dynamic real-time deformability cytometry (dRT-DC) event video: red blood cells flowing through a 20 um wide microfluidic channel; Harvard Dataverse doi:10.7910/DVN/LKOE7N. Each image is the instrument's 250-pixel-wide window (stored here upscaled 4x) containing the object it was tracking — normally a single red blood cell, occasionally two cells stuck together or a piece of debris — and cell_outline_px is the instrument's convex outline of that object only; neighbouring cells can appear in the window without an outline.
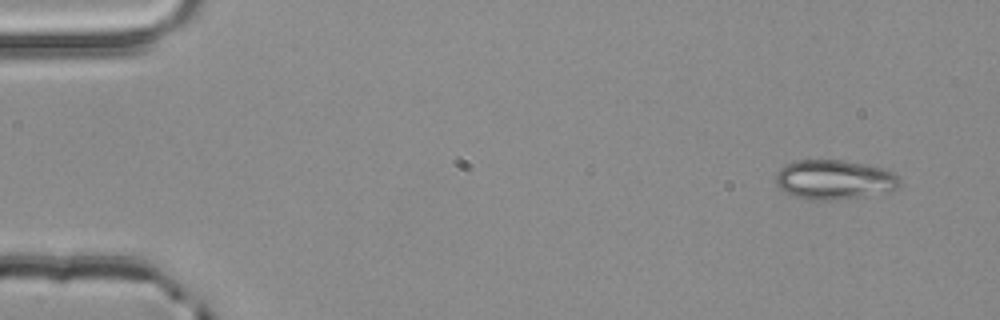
{"species": "common noctule bat (a hibernating species)", "species_latin": "Nyctalus noctula", "temperature_condition": "room temperature", "stored_images_in_passage": 4, "camera_frame_rate_fps": 3000, "um_per_image_px": 0.085, "animal": {"sex": "male", "body_mass_g": 20.4}, "frame": {"image": 1, "passage_image": 1, "time_ms": 0.0, "image_size_px": [1000, 320], "cell_outline_px": [[900, 180], [896, 188], [864, 196], [828, 200], [808, 200], [784, 192], [776, 184], [776, 172], [784, 164], [796, 160], [844, 160], [884, 168], [892, 172]], "centroid_in_image_um": [70.84, 15.25], "position_along_channel_um": 14.2, "area_um2": 28.32}}